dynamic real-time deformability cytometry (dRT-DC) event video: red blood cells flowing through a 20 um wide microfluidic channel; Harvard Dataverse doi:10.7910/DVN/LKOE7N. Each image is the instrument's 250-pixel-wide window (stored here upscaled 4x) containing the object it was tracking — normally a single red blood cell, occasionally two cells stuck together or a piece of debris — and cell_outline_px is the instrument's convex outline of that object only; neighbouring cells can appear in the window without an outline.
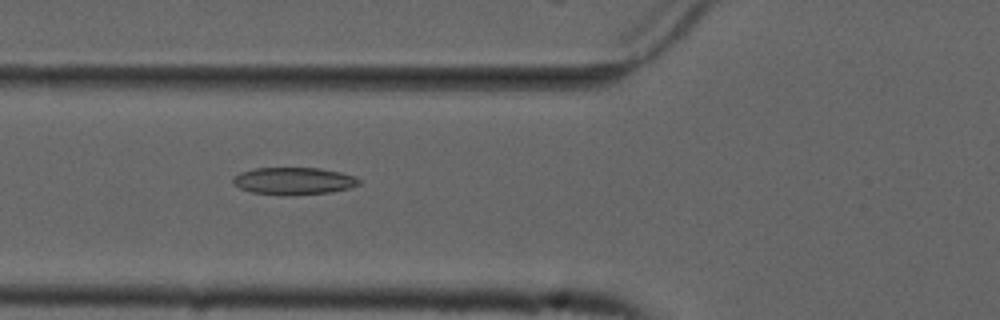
{"species": "common noctule bat (a hibernating species)", "species_latin": "Nyctalus noctula", "temperature_condition": "cold", "stored_images_in_passage": 49, "camera_frame_rate_fps": 3000, "um_per_image_px": 0.085, "animal": {"sex": "male", "forearm_length_mm": 52.5}, "frame": {"image": 1, "passage_image": 15, "time_ms": 4.667, "image_size_px": [1000, 320], "cell_outline_px": [[360, 184], [352, 188], [328, 192], [252, 192], [240, 188], [232, 184], [232, 176], [240, 172], [256, 168], [320, 168], [340, 172], [352, 176], [360, 180]], "centroid_in_image_um": [24.95, 15.32], "position_along_channel_um": 100.8, "area_um2": 19.02}}
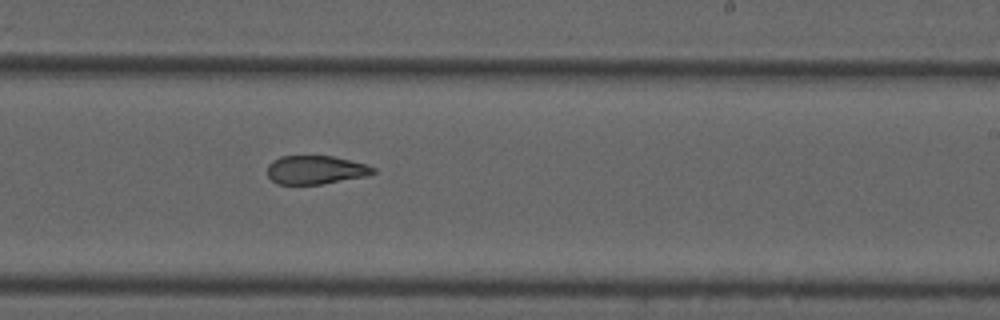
{"frame": {"image": 2, "passage_image": 28, "time_ms": 9.0, "image_size_px": [1000, 320], "cell_outline_px": [[376, 172], [364, 176], [320, 184], [276, 184], [268, 176], [268, 164], [272, 160], [280, 156], [332, 156], [368, 164], [376, 168]], "centroid_in_image_um": [26.81, 14.43], "position_along_channel_um": 262.2, "area_um2": 17.57}}
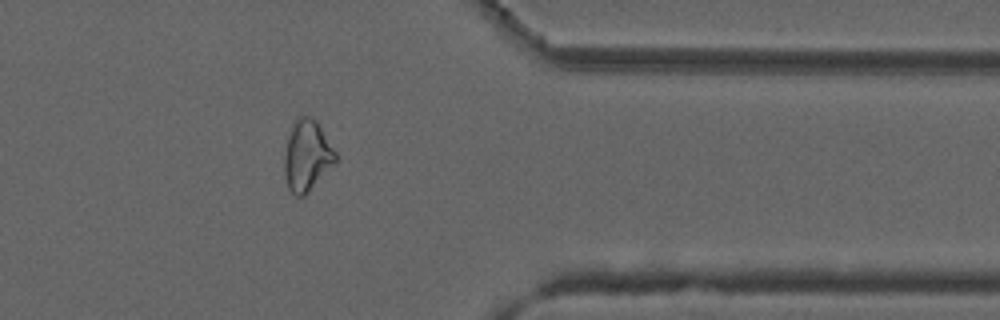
{"frame": {"image": 3, "passage_image": 39, "time_ms": 12.667, "image_size_px": [1000, 320], "cell_outline_px": [[336, 160], [308, 192], [304, 196], [296, 196], [288, 188], [284, 176], [284, 156], [288, 136], [292, 124], [296, 116], [312, 116], [316, 120], [336, 152]], "centroid_in_image_um": [26.06, 13.2], "position_along_channel_um": 385.3, "area_um2": 20.98}, "authors_computed_cell_mechanics": {"area_um2": 20.1144, "velocity_mm_per_s": 3.7146, "shape_relaxation_time_tau1_ms": null, "shape_relaxation_time_tau2_ms": 3.2755, "deformation_change_tau1": null, "deformation_change_tau2": 0.1117}}